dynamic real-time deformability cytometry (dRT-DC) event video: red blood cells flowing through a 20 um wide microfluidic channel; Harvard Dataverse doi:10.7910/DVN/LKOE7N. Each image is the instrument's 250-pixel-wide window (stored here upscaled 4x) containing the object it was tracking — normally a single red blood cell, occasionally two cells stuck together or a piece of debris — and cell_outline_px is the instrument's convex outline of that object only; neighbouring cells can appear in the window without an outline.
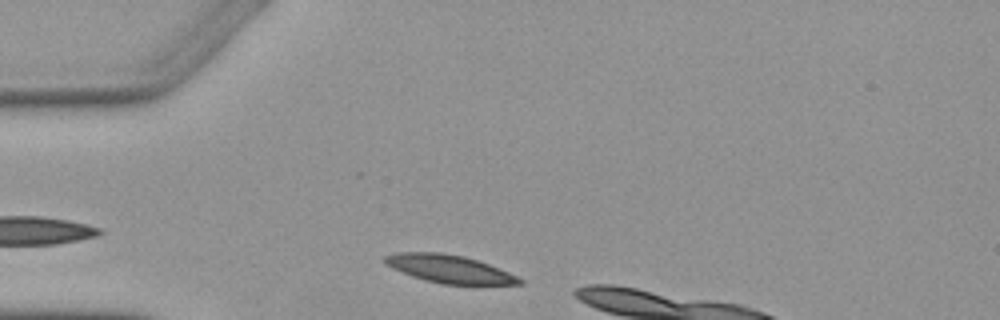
{"species": "Egyptian fruit bat (a non-hibernating species)", "species_latin": "Rousettus aegyptiacus", "temperature_condition": "warm", "stored_images_in_passage": 1, "camera_frame_rate_fps": 3000, "um_per_image_px": 0.085, "animal": {"sex": "female"}, "frame": {"image": 1, "passage_image": 1, "time_ms": 0.0, "image_size_px": [1000, 320], "cell_outline_px": [[524, 284], [440, 284], [424, 280], [412, 276], [392, 268], [384, 264], [384, 256], [396, 252], [440, 252], [464, 256], [488, 264], [508, 272], [524, 280]], "centroid_in_image_um": [38.15, 22.85], "position_along_channel_um": 46.9, "area_um2": 21.85}}